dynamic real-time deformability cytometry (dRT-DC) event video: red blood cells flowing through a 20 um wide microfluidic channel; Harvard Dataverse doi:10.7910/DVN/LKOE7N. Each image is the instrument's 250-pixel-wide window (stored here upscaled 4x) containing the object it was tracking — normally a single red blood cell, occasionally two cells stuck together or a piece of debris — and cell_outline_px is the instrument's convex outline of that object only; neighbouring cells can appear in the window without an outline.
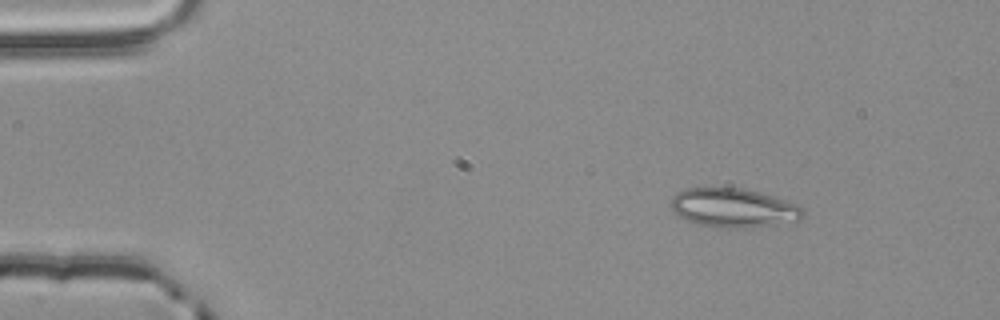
{"species": "common noctule bat (a hibernating species)", "species_latin": "Nyctalus noctula", "temperature_condition": "room temperature", "stored_images_in_passage": 2, "camera_frame_rate_fps": 3000, "um_per_image_px": 0.085, "animal": {"sex": "male", "body_mass_g": 20.4}, "frame": {"image": 1, "passage_image": 2, "time_ms": 0.333, "image_size_px": [1000, 320], "cell_outline_px": [[804, 216], [800, 220], [740, 228], [728, 228], [700, 224], [684, 220], [672, 212], [668, 204], [672, 196], [676, 192], [684, 188], [740, 188], [760, 192], [796, 204], [804, 212]], "centroid_in_image_um": [62.24, 17.65], "position_along_channel_um": 22.8, "area_um2": 29.88}}